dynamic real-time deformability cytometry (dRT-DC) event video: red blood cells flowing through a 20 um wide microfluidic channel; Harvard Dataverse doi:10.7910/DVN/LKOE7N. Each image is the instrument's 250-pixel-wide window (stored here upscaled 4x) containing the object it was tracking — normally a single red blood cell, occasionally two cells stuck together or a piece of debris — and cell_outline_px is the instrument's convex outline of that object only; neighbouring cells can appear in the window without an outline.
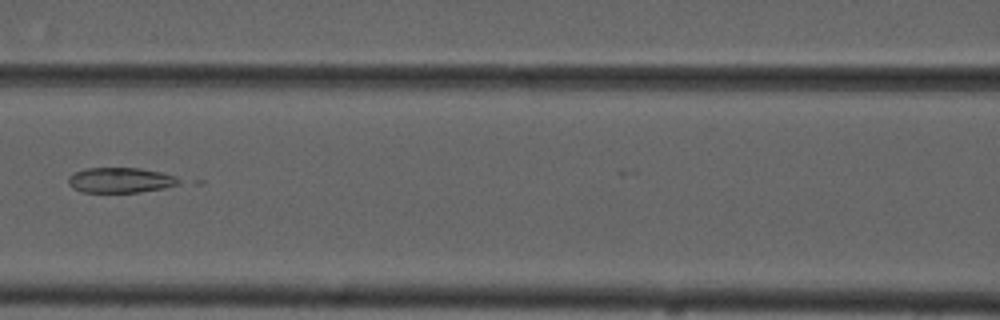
{"species": "common noctule bat (a hibernating species)", "species_latin": "Nyctalus noctula", "temperature_condition": "cold", "stored_images_in_passage": 5, "camera_frame_rate_fps": 3000, "um_per_image_px": 0.085, "animal": {"sex": "male", "forearm_length_mm": 52.5}, "frame": {"image": 1, "passage_image": 4, "time_ms": 4.333, "image_size_px": [1000, 320], "cell_outline_px": [[184, 180], [176, 184], [164, 188], [140, 192], [84, 192], [72, 188], [68, 184], [68, 176], [84, 168], [140, 168], [160, 172], [176, 176]], "centroid_in_image_um": [10.23, 15.31], "position_along_channel_um": 156.4, "area_um2": 16.3}}